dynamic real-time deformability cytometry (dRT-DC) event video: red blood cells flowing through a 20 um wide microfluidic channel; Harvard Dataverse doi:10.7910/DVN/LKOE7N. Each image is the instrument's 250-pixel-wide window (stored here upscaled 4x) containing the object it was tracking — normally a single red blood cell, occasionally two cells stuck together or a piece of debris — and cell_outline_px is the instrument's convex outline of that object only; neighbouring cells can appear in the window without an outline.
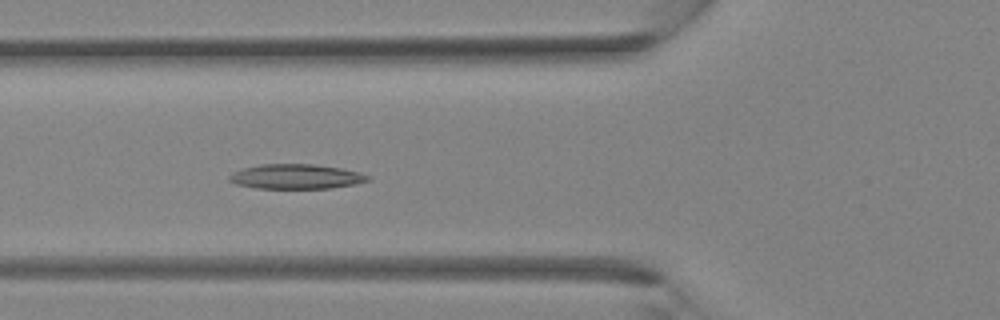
{"species": "Egyptian fruit bat (a non-hibernating species)", "species_latin": "Rousettus aegyptiacus", "temperature_condition": "room temperature", "stored_images_in_passage": 30, "camera_frame_rate_fps": 3000, "um_per_image_px": 0.085, "animal": {"sex": "female"}, "frame": {"image": 1, "passage_image": 7, "time_ms": 2.0, "image_size_px": [1000, 320], "cell_outline_px": [[372, 180], [356, 184], [332, 188], [256, 188], [236, 184], [228, 180], [228, 176], [232, 172], [244, 168], [260, 164], [312, 164], [340, 168], [360, 172], [372, 176]], "centroid_in_image_um": [25.2, 15.01], "position_along_channel_um": 100.6, "area_um2": 20.11}}
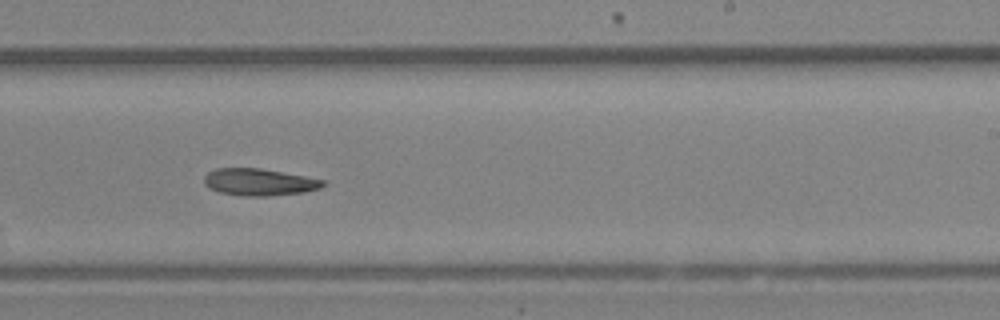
{"frame": {"image": 2, "passage_image": 16, "time_ms": 5.0, "image_size_px": [1000, 320], "cell_outline_px": [[328, 184], [320, 188], [304, 192], [268, 196], [248, 196], [220, 192], [208, 188], [204, 184], [204, 176], [208, 172], [216, 168], [260, 168], [304, 176], [324, 180]], "centroid_in_image_um": [22.03, 15.47], "position_along_channel_um": 267.0, "area_um2": 18.67}}
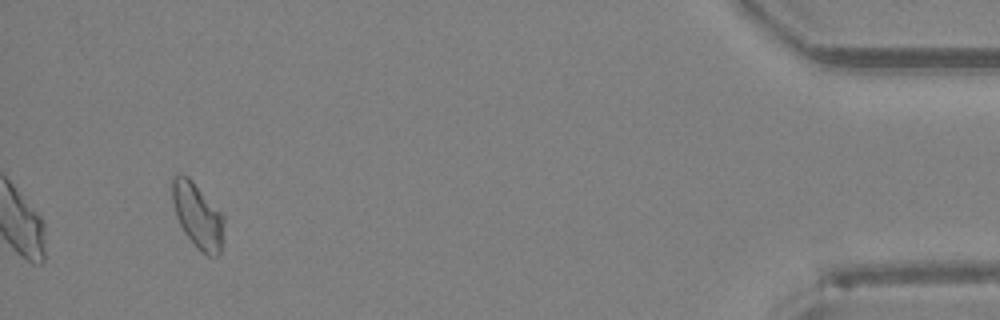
{"frame": {"image": 3, "passage_image": 28, "time_ms": 9.0, "image_size_px": [1000, 320], "cell_outline_px": [[224, 220], [220, 252], [216, 256], [208, 256], [196, 248], [184, 232], [176, 216], [172, 200], [172, 176], [188, 176], [192, 180], [224, 216]], "centroid_in_image_um": [16.79, 18.35], "position_along_channel_um": 418.4, "area_um2": 19.31}}